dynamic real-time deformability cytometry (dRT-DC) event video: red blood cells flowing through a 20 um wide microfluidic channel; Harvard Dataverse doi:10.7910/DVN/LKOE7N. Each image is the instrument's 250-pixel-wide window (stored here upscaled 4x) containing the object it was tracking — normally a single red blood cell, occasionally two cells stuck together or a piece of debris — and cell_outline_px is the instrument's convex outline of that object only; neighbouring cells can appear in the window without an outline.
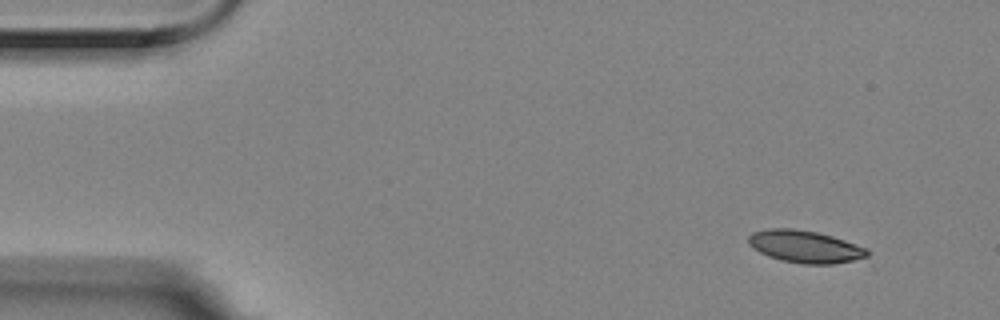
{"species": "Egyptian fruit bat (a non-hibernating species)", "species_latin": "Rousettus aegyptiacus", "temperature_condition": "room temperature", "stored_images_in_passage": 4, "camera_frame_rate_fps": 3000, "um_per_image_px": 0.085, "animal": {"sex": "female"}, "frame": {"image": 1, "passage_image": 1, "time_ms": 0.0, "image_size_px": [1000, 320], "cell_outline_px": [[872, 264], [800, 264], [768, 256], [752, 248], [748, 244], [748, 236], [752, 232], [768, 228], [792, 228], [816, 232], [832, 236], [868, 248]], "centroid_in_image_um": [68.63, 21.01], "position_along_channel_um": 16.4, "area_um2": 23.52}}